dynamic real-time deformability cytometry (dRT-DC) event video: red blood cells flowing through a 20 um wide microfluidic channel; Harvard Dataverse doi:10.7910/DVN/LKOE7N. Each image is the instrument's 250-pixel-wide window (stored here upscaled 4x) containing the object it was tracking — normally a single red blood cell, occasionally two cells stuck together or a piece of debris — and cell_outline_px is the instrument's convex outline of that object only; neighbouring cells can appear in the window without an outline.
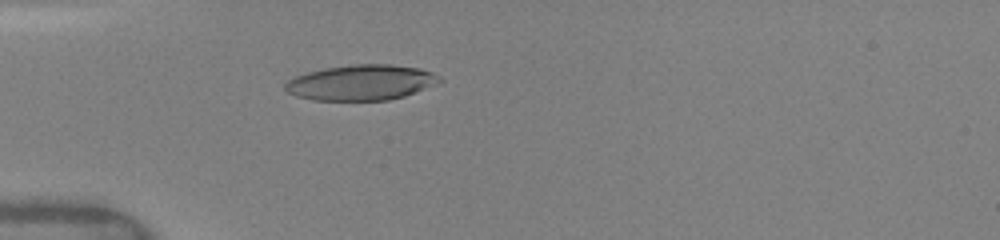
{"species": "human", "species_latin": "Homo sapiens", "temperature_condition": "warm", "stored_images_in_passage": 33, "camera_frame_rate_fps": 3000, "um_per_image_px": 0.085, "donor": {"sex": "female"}, "frame": {"image": 1, "passage_image": 1, "time_ms": 0.0, "image_size_px": [1000, 240], "cell_outline_px": [[444, 80], [404, 96], [388, 100], [312, 100], [296, 96], [288, 92], [284, 88], [284, 84], [288, 80], [296, 76], [308, 72], [324, 68], [352, 64], [392, 64], [420, 68], [432, 72], [440, 76]], "centroid_in_image_um": [30.69, 7.0], "position_along_channel_um": 54.3, "area_um2": 31.85}}
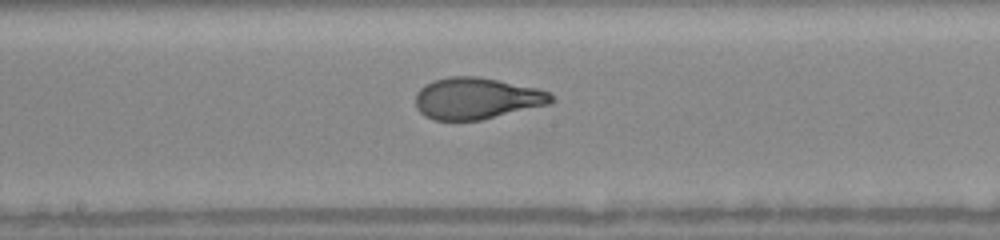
{"frame": {"image": 2, "passage_image": 11, "time_ms": 4.0, "image_size_px": [1000, 240], "cell_outline_px": [[552, 100], [548, 104], [480, 120], [432, 120], [424, 116], [416, 108], [416, 92], [424, 84], [448, 76], [476, 76], [536, 88], [548, 92], [552, 96]], "centroid_in_image_um": [40.44, 8.36], "position_along_channel_um": 207.8, "area_um2": 32.48}}
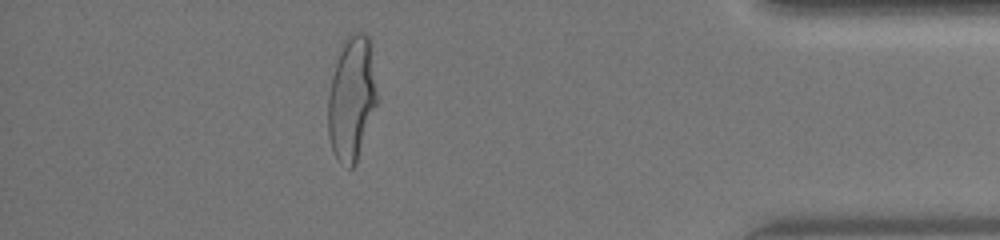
{"frame": {"image": 3, "passage_image": 28, "time_ms": 9.667, "image_size_px": [1000, 240], "cell_outline_px": [[380, 100], [356, 164], [352, 168], [348, 168], [340, 164], [332, 148], [328, 136], [328, 92], [340, 44], [348, 32], [364, 32], [368, 36]], "centroid_in_image_um": [29.92, 8.35], "position_along_channel_um": 405.3, "area_um2": 36.59}, "authors_computed_cell_mechanics": {"area_um2": 33.1772, "velocity_mm_per_s": 4.1108, "shape_relaxation_time_tau1_ms": 3.3245, "shape_relaxation_time_tau2_ms": null, "deformation_change_tau1": 0.2043, "deformation_change_tau2": null}}